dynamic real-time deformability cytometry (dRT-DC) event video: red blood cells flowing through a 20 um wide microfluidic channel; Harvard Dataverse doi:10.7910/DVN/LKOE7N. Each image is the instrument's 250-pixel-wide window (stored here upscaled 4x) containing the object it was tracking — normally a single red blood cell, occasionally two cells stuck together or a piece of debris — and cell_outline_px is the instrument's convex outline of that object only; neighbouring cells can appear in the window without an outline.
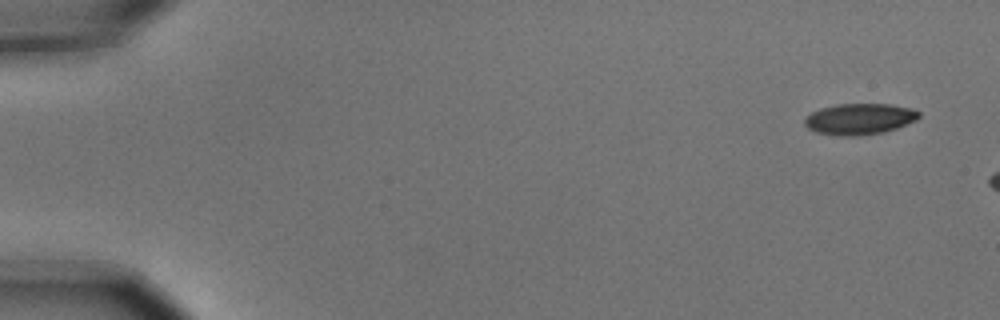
{"species": "common noctule bat (a hibernating species)", "species_latin": "Nyctalus noctula", "temperature_condition": "cold", "stored_images_in_passage": 2, "camera_frame_rate_fps": 3000, "um_per_image_px": 0.085, "animal": {"sex": "male", "body_mass_g": 15.6}, "frame": {"image": 1, "passage_image": 1, "time_ms": 0.0, "image_size_px": [1000, 320], "cell_outline_px": [[920, 116], [916, 120], [896, 128], [884, 132], [852, 136], [844, 136], [816, 132], [808, 128], [804, 124], [804, 116], [820, 108], [836, 104], [888, 104], [912, 108], [920, 112]], "centroid_in_image_um": [73.04, 10.1], "position_along_channel_um": 12.0, "area_um2": 20.69}}